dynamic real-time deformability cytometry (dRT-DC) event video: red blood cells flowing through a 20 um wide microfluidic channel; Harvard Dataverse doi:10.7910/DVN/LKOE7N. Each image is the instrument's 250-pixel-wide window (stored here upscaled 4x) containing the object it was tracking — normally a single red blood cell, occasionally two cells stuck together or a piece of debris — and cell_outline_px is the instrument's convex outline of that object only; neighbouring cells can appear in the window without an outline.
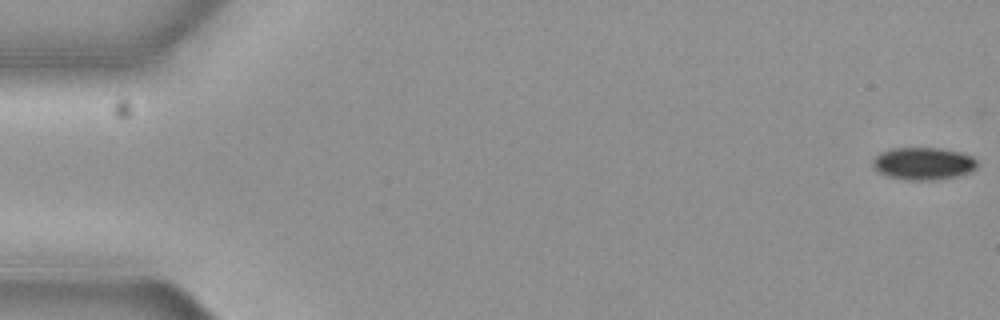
{"species": "common noctule bat (a hibernating species)", "species_latin": "Nyctalus noctula", "temperature_condition": "cold", "stored_images_in_passage": 57, "camera_frame_rate_fps": 3000, "um_per_image_px": 0.085, "animal": {"sex": "female", "body_mass_g": 19.3, "forearm_length_mm": 54.1}, "frame": {"image": 1, "passage_image": 1, "time_ms": 0.0, "image_size_px": [1000, 320], "cell_outline_px": [[976, 168], [972, 172], [960, 176], [940, 180], [904, 180], [888, 176], [880, 172], [872, 164], [872, 160], [880, 152], [892, 148], [940, 148], [960, 152], [972, 156], [976, 160]], "centroid_in_image_um": [78.51, 13.91], "position_along_channel_um": 6.5, "area_um2": 19.94}}
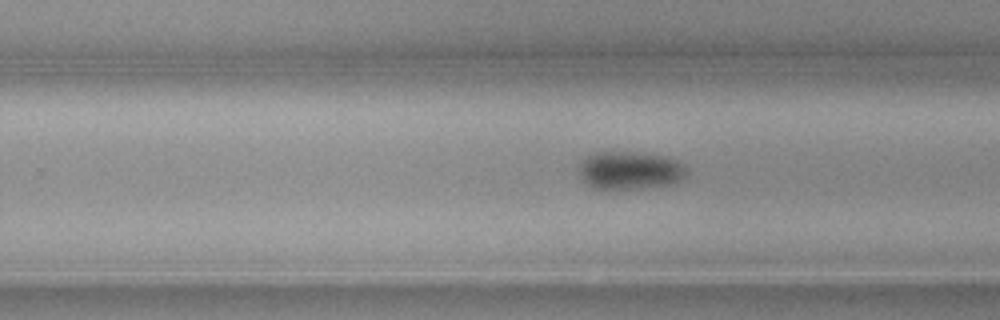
{"frame": {"image": 2, "passage_image": 36, "time_ms": 11.667, "image_size_px": [1000, 320], "cell_outline_px": [[688, 172], [676, 184], [644, 188], [596, 188], [588, 184], [580, 176], [580, 164], [584, 156], [592, 152], [636, 152], [668, 156], [684, 164]], "centroid_in_image_um": [53.58, 14.46], "position_along_channel_um": 276.2, "area_um2": 23.99}}
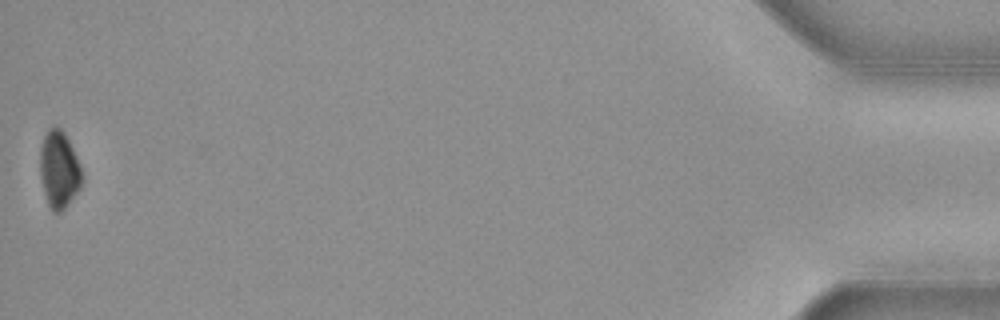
{"frame": {"image": 3, "passage_image": 57, "time_ms": 18.667, "image_size_px": [1000, 320], "cell_outline_px": [[80, 188], [64, 208], [60, 212], [52, 212], [48, 204], [44, 192], [40, 176], [40, 148], [44, 136], [48, 128], [52, 124], [56, 124], [64, 132], [80, 164]], "centroid_in_image_um": [4.98, 14.37], "position_along_channel_um": 430.2, "area_um2": 18.61}, "authors_computed_cell_mechanics": {"area_um2": 21.1548, "velocity_mm_per_s": 3.6777, "shape_relaxation_time_tau1_ms": 3.2666, "shape_relaxation_time_tau2_ms": null, "deformation_change_tau1": 0.0584, "deformation_change_tau2": null}}